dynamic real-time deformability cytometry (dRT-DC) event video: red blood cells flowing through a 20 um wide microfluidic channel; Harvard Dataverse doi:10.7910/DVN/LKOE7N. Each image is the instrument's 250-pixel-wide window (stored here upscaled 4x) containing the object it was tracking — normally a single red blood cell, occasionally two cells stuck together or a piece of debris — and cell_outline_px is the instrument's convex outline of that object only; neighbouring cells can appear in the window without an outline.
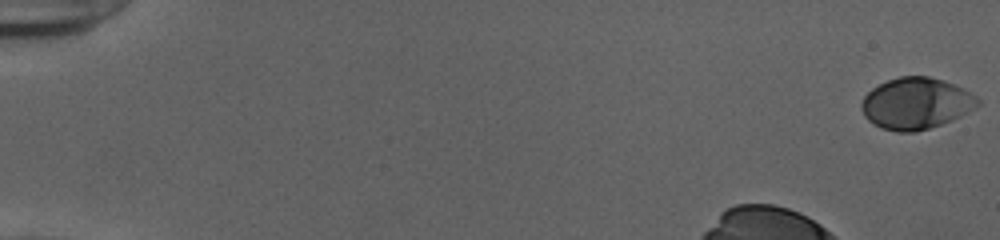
{"species": "human", "species_latin": "Homo sapiens", "temperature_condition": "cold", "stored_images_in_passage": 41, "segment_of_instrument_passage": [1, 2], "camera_frame_rate_fps": 3000, "um_per_image_px": 0.085, "donor": {"sex": "female"}, "frame": {"image": 1, "passage_image": 1, "time_ms": 0.0, "image_size_px": [1000, 240], "cell_outline_px": [[980, 104], [976, 108], [952, 120], [916, 132], [896, 132], [880, 128], [872, 124], [864, 116], [860, 108], [860, 104], [864, 96], [872, 88], [888, 80], [900, 76], [928, 76], [944, 80], [976, 96], [980, 100]], "centroid_in_image_um": [77.83, 8.8], "position_along_channel_um": 7.2, "area_um2": 34.91}}